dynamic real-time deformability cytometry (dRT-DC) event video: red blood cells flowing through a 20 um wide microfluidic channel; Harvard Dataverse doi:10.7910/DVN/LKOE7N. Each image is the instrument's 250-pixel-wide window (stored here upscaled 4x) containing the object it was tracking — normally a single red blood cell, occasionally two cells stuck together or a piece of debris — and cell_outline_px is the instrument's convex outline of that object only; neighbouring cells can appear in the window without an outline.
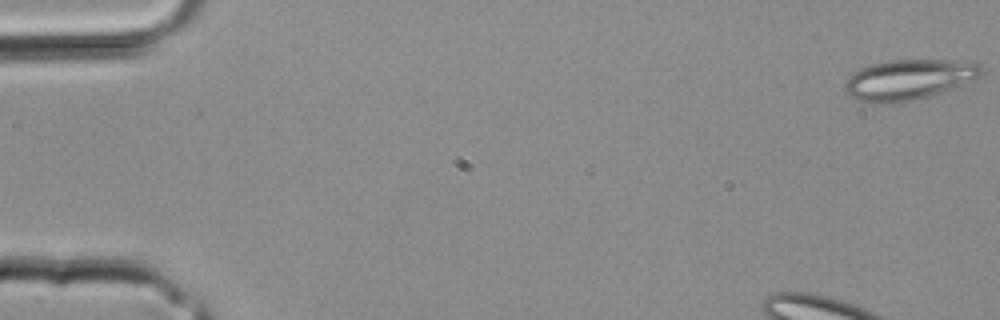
{"species": "common noctule bat (a hibernating species)", "species_latin": "Nyctalus noctula", "temperature_condition": "room temperature", "stored_images_in_passage": 34, "camera_frame_rate_fps": 3000, "um_per_image_px": 0.085, "animal": {"sex": "male", "body_mass_g": 20.4}, "frame": {"image": 1, "passage_image": 1, "time_ms": 0.0, "image_size_px": [1000, 320], "cell_outline_px": [[984, 68], [980, 76], [952, 88], [928, 96], [912, 100], [888, 104], [876, 104], [856, 100], [848, 96], [844, 92], [844, 80], [848, 76], [860, 68], [872, 64], [892, 60], [940, 60], [980, 64]], "centroid_in_image_um": [77.13, 6.79], "position_along_channel_um": 7.9, "area_um2": 31.96}}